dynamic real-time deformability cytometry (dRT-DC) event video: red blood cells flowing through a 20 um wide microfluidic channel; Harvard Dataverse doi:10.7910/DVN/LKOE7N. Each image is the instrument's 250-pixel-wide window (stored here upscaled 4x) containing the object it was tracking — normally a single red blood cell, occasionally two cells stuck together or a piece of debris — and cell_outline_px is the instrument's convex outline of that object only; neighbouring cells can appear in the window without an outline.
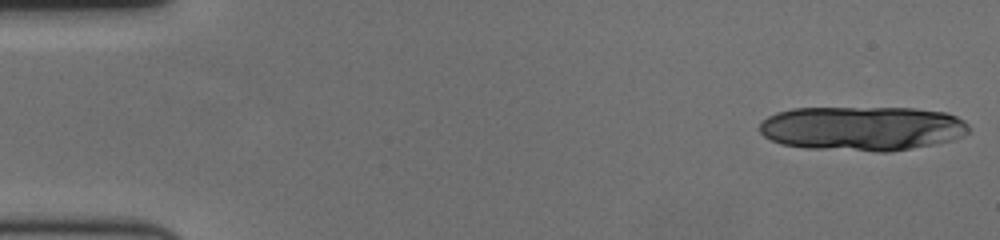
{"species": "human", "species_latin": "Homo sapiens", "temperature_condition": "cold", "stored_images_in_passage": 15, "camera_frame_rate_fps": 3000, "um_per_image_px": 0.085, "donor": {"sex": "female"}, "frame": {"image": 1, "passage_image": 1, "time_ms": 0.0, "image_size_px": [1000, 240], "cell_outline_px": [[972, 132], [964, 136], [952, 140], [912, 148], [888, 152], [876, 152], [804, 148], [780, 144], [764, 136], [760, 132], [760, 120], [776, 112], [792, 108], [916, 108], [948, 112], [964, 120], [968, 124]], "centroid_in_image_um": [73.31, 10.91], "position_along_channel_um": 11.7, "area_um2": 54.97}}